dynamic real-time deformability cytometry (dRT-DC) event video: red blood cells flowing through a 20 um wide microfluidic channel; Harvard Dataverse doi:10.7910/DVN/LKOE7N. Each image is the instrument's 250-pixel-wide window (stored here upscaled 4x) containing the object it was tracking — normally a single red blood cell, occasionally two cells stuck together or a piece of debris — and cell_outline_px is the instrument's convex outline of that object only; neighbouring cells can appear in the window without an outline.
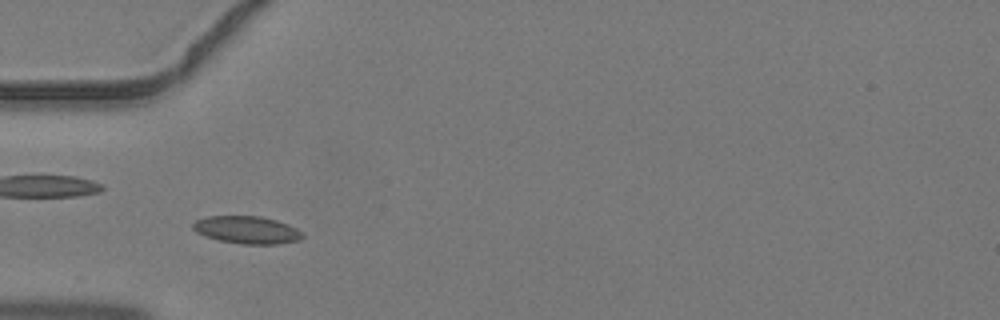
{"species": "common noctule bat (a hibernating species)", "species_latin": "Nyctalus noctula", "temperature_condition": "warm", "stored_images_in_passage": 5, "camera_frame_rate_fps": 3000, "um_per_image_px": 0.085, "animal": {"sex": "male", "body_mass_g": 19.2, "forearm_length_mm": 51.8}, "frame": {"image": 1, "passage_image": 4, "time_ms": 1.0, "image_size_px": [1000, 320], "cell_outline_px": [[304, 236], [300, 240], [280, 244], [240, 244], [220, 240], [204, 236], [196, 232], [192, 228], [192, 224], [196, 220], [208, 216], [260, 216], [276, 220], [288, 224], [304, 232]], "centroid_in_image_um": [21.01, 19.54], "position_along_channel_um": 64.0, "area_um2": 17.74}}
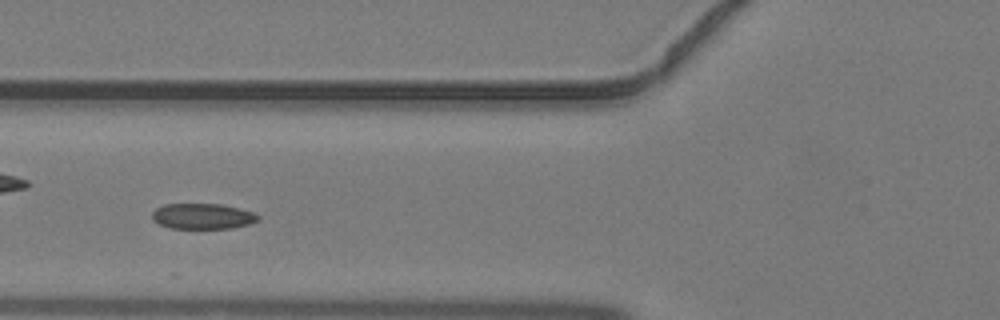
{"frame": {"image": 2, "passage_image": 5, "time_ms": 1.333, "image_size_px": [1000, 320], "cell_outline_px": [[260, 220], [248, 224], [232, 228], [172, 228], [160, 224], [152, 220], [152, 212], [156, 208], [164, 204], [220, 204], [240, 208], [252, 212], [260, 216]], "centroid_in_image_um": [17.23, 18.37], "position_along_channel_um": 108.6, "area_um2": 15.78}}